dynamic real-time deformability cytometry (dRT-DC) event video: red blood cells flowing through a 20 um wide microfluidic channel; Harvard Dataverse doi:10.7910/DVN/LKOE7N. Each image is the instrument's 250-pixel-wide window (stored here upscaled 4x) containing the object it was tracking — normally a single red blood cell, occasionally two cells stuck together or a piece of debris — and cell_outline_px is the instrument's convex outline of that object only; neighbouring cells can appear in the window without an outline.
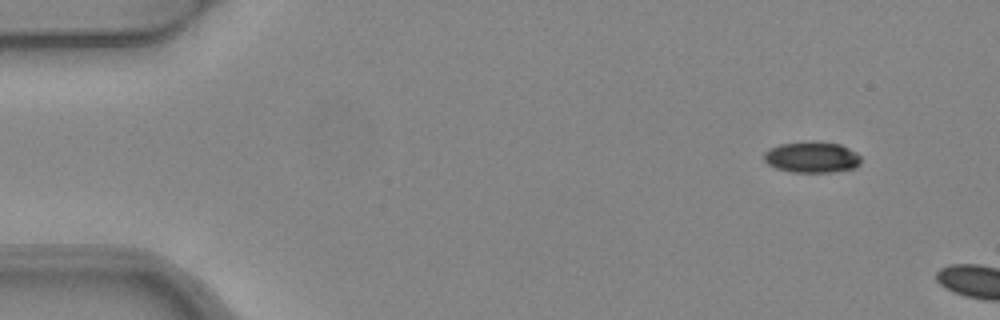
{"species": "common noctule bat (a hibernating species)", "species_latin": "Nyctalus noctula", "temperature_condition": "warm", "stored_images_in_passage": 2, "camera_frame_rate_fps": 3000, "um_per_image_px": 0.085, "animal": {"sex": "female", "body_mass_g": 24.6, "forearm_length_mm": 56.2}, "frame": {"image": 1, "passage_image": 1, "time_ms": 0.0, "image_size_px": [1000, 320], "cell_outline_px": [[860, 164], [856, 168], [832, 172], [792, 172], [776, 168], [768, 164], [764, 160], [764, 152], [768, 148], [780, 144], [840, 144], [856, 152], [860, 156]], "centroid_in_image_um": [69.01, 13.41], "position_along_channel_um": 16.0, "area_um2": 16.94}}